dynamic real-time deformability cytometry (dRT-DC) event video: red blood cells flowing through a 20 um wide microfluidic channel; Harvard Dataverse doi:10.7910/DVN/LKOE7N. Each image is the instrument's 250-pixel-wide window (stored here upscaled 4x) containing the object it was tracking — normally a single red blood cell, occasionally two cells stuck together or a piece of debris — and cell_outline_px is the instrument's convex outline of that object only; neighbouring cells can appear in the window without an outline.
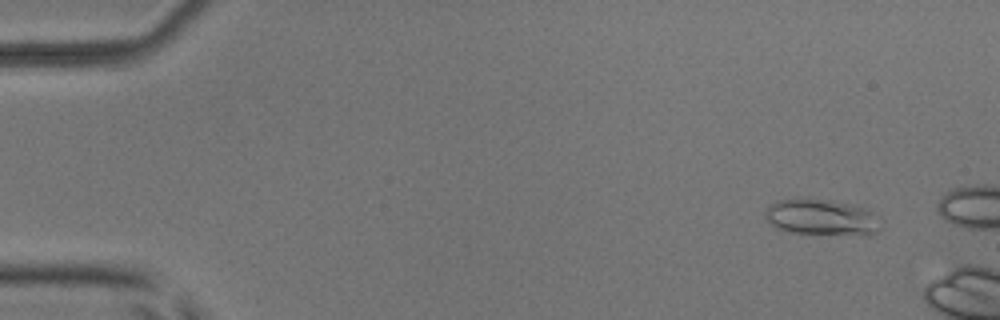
{"species": "common noctule bat (a hibernating species)", "species_latin": "Nyctalus noctula", "temperature_condition": "room temperature", "stored_images_in_passage": 10, "camera_frame_rate_fps": 3000, "um_per_image_px": 0.085, "animal": {"sex": "male", "body_mass_g": 17.9, "forearm_length_mm": 54.2}, "frame": {"image": 1, "passage_image": 5, "time_ms": 1.333, "image_size_px": [1000, 320], "cell_outline_px": [[884, 228], [868, 236], [864, 236], [788, 232], [776, 228], [764, 216], [764, 212], [768, 204], [776, 200], [796, 196], [800, 196], [832, 200], [856, 204], [872, 212]], "centroid_in_image_um": [69.82, 18.44], "position_along_channel_um": 15.2, "area_um2": 25.43}}